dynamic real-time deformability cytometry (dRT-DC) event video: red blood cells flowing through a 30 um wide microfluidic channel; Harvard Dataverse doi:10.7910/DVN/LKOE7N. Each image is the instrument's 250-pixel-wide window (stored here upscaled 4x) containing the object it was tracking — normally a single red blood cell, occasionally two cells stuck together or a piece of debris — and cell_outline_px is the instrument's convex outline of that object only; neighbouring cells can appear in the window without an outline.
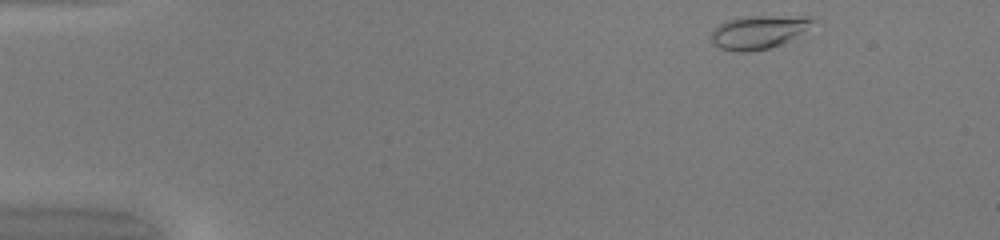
{"species": "common noctule bat (a hibernating species)", "species_latin": "Nyctalus noctula", "temperature_condition": "warm", "stored_images_in_passage": 44, "camera_frame_rate_fps": 3000, "um_per_image_px": 0.085, "animal": {"sex": "female", "body_mass_g": 20.0, "forearm_length_mm": 54.0}, "frame": {"image": 1, "passage_image": 1, "time_ms": 0.0, "image_size_px": [1000, 240], "cell_outline_px": [[812, 20], [800, 32], [788, 40], [780, 44], [768, 48], [748, 52], [740, 52], [720, 48], [712, 44], [712, 32], [720, 24], [728, 20], [748, 16], [808, 16]], "centroid_in_image_um": [64.38, 2.73], "position_along_channel_um": 20.6, "area_um2": 18.96}}
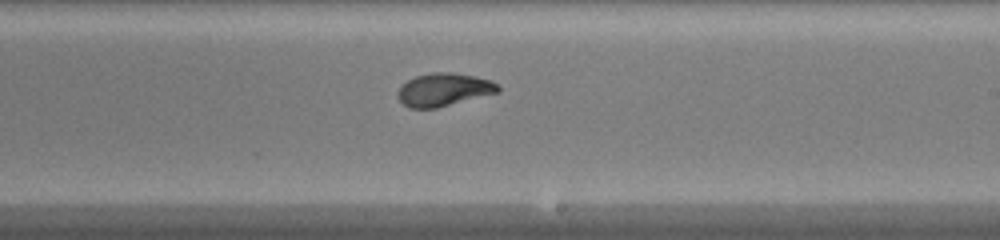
{"frame": {"image": 2, "passage_image": 25, "time_ms": 8.0, "image_size_px": [1000, 240], "cell_outline_px": [[500, 92], [436, 108], [408, 108], [396, 96], [396, 92], [400, 84], [416, 76], [432, 72], [452, 72], [492, 80], [500, 88]], "centroid_in_image_um": [37.69, 7.62], "position_along_channel_um": 251.3, "area_um2": 19.36}}
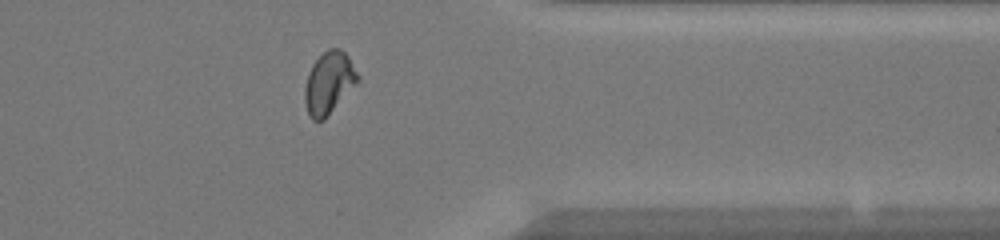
{"frame": {"image": 3, "passage_image": 35, "time_ms": 11.333, "image_size_px": [1000, 240], "cell_outline_px": [[360, 80], [324, 120], [312, 120], [308, 112], [304, 100], [304, 88], [308, 72], [312, 64], [328, 48], [340, 48], [348, 56], [360, 76]], "centroid_in_image_um": [27.96, 7.04], "position_along_channel_um": 383.4, "area_um2": 19.19}, "authors_computed_cell_mechanics": {"area_um2": 19.1318, "velocity_mm_per_s": 4.2258, "shape_relaxation_time_tau1_ms": 2.8678, "shape_relaxation_time_tau2_ms": 0.6232, "deformation_change_tau1": 0.1905, "deformation_change_tau2": 0.0535}}